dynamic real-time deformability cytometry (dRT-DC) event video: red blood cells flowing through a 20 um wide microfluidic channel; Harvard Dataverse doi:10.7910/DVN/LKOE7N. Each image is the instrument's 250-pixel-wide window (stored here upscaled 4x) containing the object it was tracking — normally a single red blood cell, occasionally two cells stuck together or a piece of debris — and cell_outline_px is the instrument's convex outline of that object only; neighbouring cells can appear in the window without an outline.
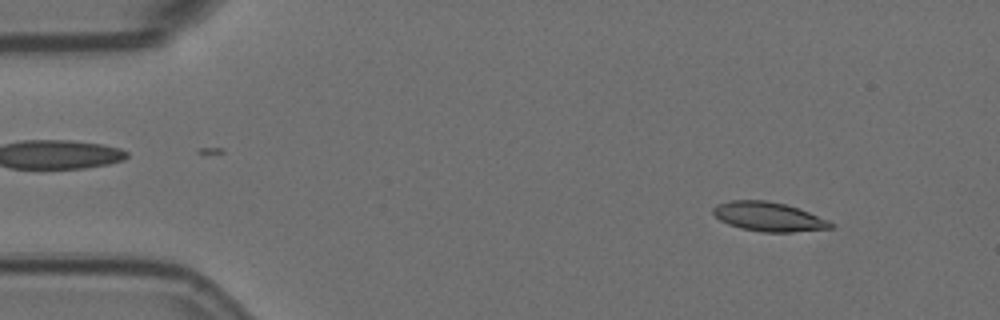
{"species": "Egyptian fruit bat (a non-hibernating species)", "species_latin": "Rousettus aegyptiacus", "temperature_condition": "room temperature", "stored_images_in_passage": 4, "camera_frame_rate_fps": 3000, "um_per_image_px": 0.085, "animal": {"sex": "female"}, "frame": {"image": 1, "passage_image": 1, "time_ms": 0.0, "image_size_px": [1000, 320], "cell_outline_px": [[836, 224], [832, 228], [792, 232], [760, 232], [740, 228], [728, 224], [720, 220], [712, 212], [712, 208], [716, 204], [728, 200], [764, 200], [784, 204], [808, 212], [828, 220]], "centroid_in_image_um": [65.3, 18.42], "position_along_channel_um": 19.7, "area_um2": 20.0}}
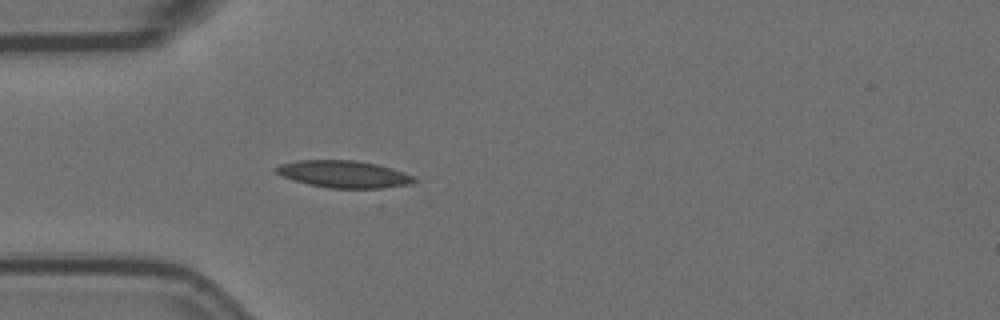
{"frame": {"image": 2, "passage_image": 4, "time_ms": 1.0, "image_size_px": [1000, 320], "cell_outline_px": [[416, 180], [408, 184], [380, 188], [328, 188], [308, 184], [284, 176], [276, 172], [272, 168], [280, 164], [296, 160], [356, 160], [376, 164], [392, 168], [416, 176]], "centroid_in_image_um": [29.22, 14.79], "position_along_channel_um": 55.8, "area_um2": 21.73}}